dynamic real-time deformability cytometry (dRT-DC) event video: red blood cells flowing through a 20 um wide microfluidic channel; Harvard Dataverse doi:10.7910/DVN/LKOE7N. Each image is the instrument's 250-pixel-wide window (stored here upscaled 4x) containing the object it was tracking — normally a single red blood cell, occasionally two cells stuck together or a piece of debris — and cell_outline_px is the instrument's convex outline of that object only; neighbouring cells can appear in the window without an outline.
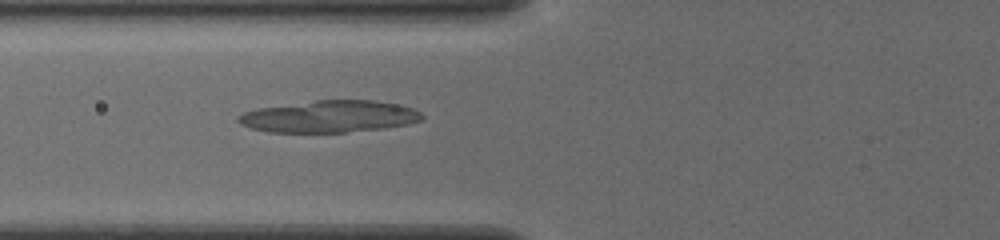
{"species": "common noctule bat (a hibernating species)", "species_latin": "Nyctalus noctula", "temperature_condition": "cold", "stored_images_in_passage": 35, "camera_frame_rate_fps": 3000, "um_per_image_px": 0.085, "animal": {"sex": "female", "body_mass_g": 19.5, "forearm_length_mm": 54.1}, "frame": {"image": 1, "passage_image": 4, "time_ms": 1.0, "image_size_px": [1000, 240], "cell_outline_px": [[424, 116], [420, 120], [408, 124], [384, 128], [344, 132], [268, 132], [248, 128], [240, 124], [236, 120], [236, 116], [244, 112], [260, 108], [316, 100], [372, 100], [396, 104], [412, 108], [420, 112]], "centroid_in_image_um": [27.96, 9.91], "position_along_channel_um": 97.8, "area_um2": 34.04}}
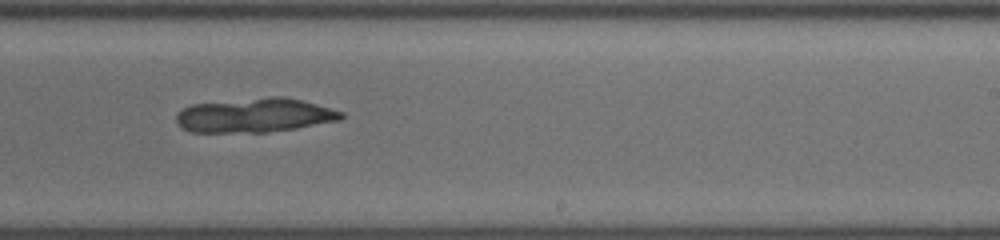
{"frame": {"image": 2, "passage_image": 17, "time_ms": 5.333, "image_size_px": [1000, 240], "cell_outline_px": [[344, 116], [340, 120], [296, 128], [268, 132], [188, 132], [176, 124], [176, 112], [192, 104], [272, 96], [284, 96], [316, 104], [344, 112]], "centroid_in_image_um": [21.62, 9.8], "position_along_channel_um": 267.4, "area_um2": 32.95}}
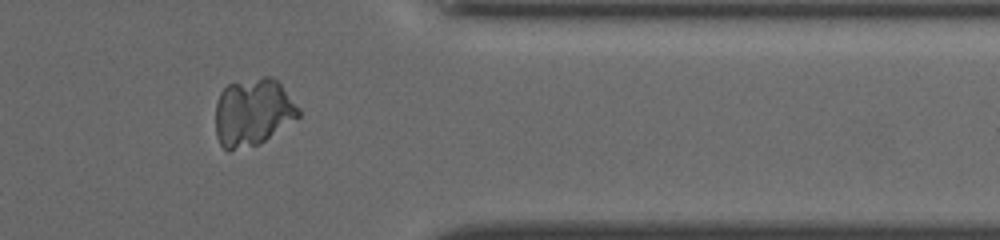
{"frame": {"image": 3, "passage_image": 27, "time_ms": 8.667, "image_size_px": [1000, 240], "cell_outline_px": [[300, 116], [260, 144], [228, 152], [220, 144], [216, 136], [216, 100], [220, 92], [228, 84], [264, 76], [272, 76], [280, 84], [300, 108]], "centroid_in_image_um": [21.48, 9.55], "position_along_channel_um": 389.9, "area_um2": 32.83}}